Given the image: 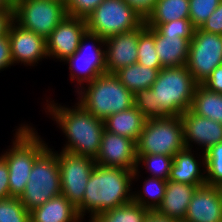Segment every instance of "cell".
<instances>
[{
    "instance_id": "cell-1",
    "label": "cell",
    "mask_w": 222,
    "mask_h": 222,
    "mask_svg": "<svg viewBox=\"0 0 222 222\" xmlns=\"http://www.w3.org/2000/svg\"><path fill=\"white\" fill-rule=\"evenodd\" d=\"M197 86L186 65L162 68L151 88L134 94V106L146 119L181 116L191 109Z\"/></svg>"
},
{
    "instance_id": "cell-2",
    "label": "cell",
    "mask_w": 222,
    "mask_h": 222,
    "mask_svg": "<svg viewBox=\"0 0 222 222\" xmlns=\"http://www.w3.org/2000/svg\"><path fill=\"white\" fill-rule=\"evenodd\" d=\"M133 170L95 165L77 211L82 219L125 205L132 201Z\"/></svg>"
},
{
    "instance_id": "cell-3",
    "label": "cell",
    "mask_w": 222,
    "mask_h": 222,
    "mask_svg": "<svg viewBox=\"0 0 222 222\" xmlns=\"http://www.w3.org/2000/svg\"><path fill=\"white\" fill-rule=\"evenodd\" d=\"M47 101L44 109L52 116L66 136L67 143L61 151L96 158L104 131V121L89 113L78 102L72 108ZM50 103V104H49ZM74 107V108H73Z\"/></svg>"
},
{
    "instance_id": "cell-4",
    "label": "cell",
    "mask_w": 222,
    "mask_h": 222,
    "mask_svg": "<svg viewBox=\"0 0 222 222\" xmlns=\"http://www.w3.org/2000/svg\"><path fill=\"white\" fill-rule=\"evenodd\" d=\"M75 91L78 103L95 117L105 120L134 106V94L114 75L105 73Z\"/></svg>"
},
{
    "instance_id": "cell-5",
    "label": "cell",
    "mask_w": 222,
    "mask_h": 222,
    "mask_svg": "<svg viewBox=\"0 0 222 222\" xmlns=\"http://www.w3.org/2000/svg\"><path fill=\"white\" fill-rule=\"evenodd\" d=\"M11 148L1 156L9 169V189L11 197L19 198L25 190L35 160L48 148L35 128L21 124L16 129Z\"/></svg>"
},
{
    "instance_id": "cell-6",
    "label": "cell",
    "mask_w": 222,
    "mask_h": 222,
    "mask_svg": "<svg viewBox=\"0 0 222 222\" xmlns=\"http://www.w3.org/2000/svg\"><path fill=\"white\" fill-rule=\"evenodd\" d=\"M52 150L48 147L35 160L25 190L19 197L29 212L61 194L58 156Z\"/></svg>"
},
{
    "instance_id": "cell-7",
    "label": "cell",
    "mask_w": 222,
    "mask_h": 222,
    "mask_svg": "<svg viewBox=\"0 0 222 222\" xmlns=\"http://www.w3.org/2000/svg\"><path fill=\"white\" fill-rule=\"evenodd\" d=\"M136 147L137 155L174 156L185 148L181 116L147 119Z\"/></svg>"
},
{
    "instance_id": "cell-8",
    "label": "cell",
    "mask_w": 222,
    "mask_h": 222,
    "mask_svg": "<svg viewBox=\"0 0 222 222\" xmlns=\"http://www.w3.org/2000/svg\"><path fill=\"white\" fill-rule=\"evenodd\" d=\"M145 18L125 0H103L86 18L87 31L104 40L139 28Z\"/></svg>"
},
{
    "instance_id": "cell-9",
    "label": "cell",
    "mask_w": 222,
    "mask_h": 222,
    "mask_svg": "<svg viewBox=\"0 0 222 222\" xmlns=\"http://www.w3.org/2000/svg\"><path fill=\"white\" fill-rule=\"evenodd\" d=\"M13 7L14 21L45 39L67 16L65 3L57 0H19Z\"/></svg>"
},
{
    "instance_id": "cell-10",
    "label": "cell",
    "mask_w": 222,
    "mask_h": 222,
    "mask_svg": "<svg viewBox=\"0 0 222 222\" xmlns=\"http://www.w3.org/2000/svg\"><path fill=\"white\" fill-rule=\"evenodd\" d=\"M88 41H91L92 44H89ZM104 46L103 38L86 31L81 37L78 50L63 61L69 65L71 82L76 80L79 85L76 86V90L80 89L84 83L91 82L106 73Z\"/></svg>"
},
{
    "instance_id": "cell-11",
    "label": "cell",
    "mask_w": 222,
    "mask_h": 222,
    "mask_svg": "<svg viewBox=\"0 0 222 222\" xmlns=\"http://www.w3.org/2000/svg\"><path fill=\"white\" fill-rule=\"evenodd\" d=\"M219 65H222V35L195 28L186 62L188 71L202 84Z\"/></svg>"
},
{
    "instance_id": "cell-12",
    "label": "cell",
    "mask_w": 222,
    "mask_h": 222,
    "mask_svg": "<svg viewBox=\"0 0 222 222\" xmlns=\"http://www.w3.org/2000/svg\"><path fill=\"white\" fill-rule=\"evenodd\" d=\"M58 165L61 182V194L76 208L82 203L86 185L96 165L95 159L72 154L66 151L58 153Z\"/></svg>"
},
{
    "instance_id": "cell-13",
    "label": "cell",
    "mask_w": 222,
    "mask_h": 222,
    "mask_svg": "<svg viewBox=\"0 0 222 222\" xmlns=\"http://www.w3.org/2000/svg\"><path fill=\"white\" fill-rule=\"evenodd\" d=\"M87 31L86 19L66 16L46 39L47 55L65 61L79 47L81 37Z\"/></svg>"
},
{
    "instance_id": "cell-14",
    "label": "cell",
    "mask_w": 222,
    "mask_h": 222,
    "mask_svg": "<svg viewBox=\"0 0 222 222\" xmlns=\"http://www.w3.org/2000/svg\"><path fill=\"white\" fill-rule=\"evenodd\" d=\"M95 162L100 166L134 171L137 167L136 142L104 129Z\"/></svg>"
},
{
    "instance_id": "cell-15",
    "label": "cell",
    "mask_w": 222,
    "mask_h": 222,
    "mask_svg": "<svg viewBox=\"0 0 222 222\" xmlns=\"http://www.w3.org/2000/svg\"><path fill=\"white\" fill-rule=\"evenodd\" d=\"M13 64L35 66L48 58L46 39L33 31L26 30L13 21L8 29ZM34 64V65H33Z\"/></svg>"
},
{
    "instance_id": "cell-16",
    "label": "cell",
    "mask_w": 222,
    "mask_h": 222,
    "mask_svg": "<svg viewBox=\"0 0 222 222\" xmlns=\"http://www.w3.org/2000/svg\"><path fill=\"white\" fill-rule=\"evenodd\" d=\"M138 41L139 28L105 39L106 73L114 74L123 67L137 63Z\"/></svg>"
},
{
    "instance_id": "cell-17",
    "label": "cell",
    "mask_w": 222,
    "mask_h": 222,
    "mask_svg": "<svg viewBox=\"0 0 222 222\" xmlns=\"http://www.w3.org/2000/svg\"><path fill=\"white\" fill-rule=\"evenodd\" d=\"M185 147L196 143L205 152L209 147L222 142V124L207 117L198 116L190 109L181 115Z\"/></svg>"
},
{
    "instance_id": "cell-18",
    "label": "cell",
    "mask_w": 222,
    "mask_h": 222,
    "mask_svg": "<svg viewBox=\"0 0 222 222\" xmlns=\"http://www.w3.org/2000/svg\"><path fill=\"white\" fill-rule=\"evenodd\" d=\"M183 222H222V202L216 186L198 187Z\"/></svg>"
},
{
    "instance_id": "cell-19",
    "label": "cell",
    "mask_w": 222,
    "mask_h": 222,
    "mask_svg": "<svg viewBox=\"0 0 222 222\" xmlns=\"http://www.w3.org/2000/svg\"><path fill=\"white\" fill-rule=\"evenodd\" d=\"M200 186L203 185H191L168 180L163 201L155 212L160 216L183 222L189 203Z\"/></svg>"
},
{
    "instance_id": "cell-20",
    "label": "cell",
    "mask_w": 222,
    "mask_h": 222,
    "mask_svg": "<svg viewBox=\"0 0 222 222\" xmlns=\"http://www.w3.org/2000/svg\"><path fill=\"white\" fill-rule=\"evenodd\" d=\"M199 156L200 159H198ZM196 157L197 155L194 156L192 149L188 147L177 152L173 156V163L168 180L191 185H206L204 152H202V155H198L197 159ZM201 166L203 167L202 170L200 169Z\"/></svg>"
},
{
    "instance_id": "cell-21",
    "label": "cell",
    "mask_w": 222,
    "mask_h": 222,
    "mask_svg": "<svg viewBox=\"0 0 222 222\" xmlns=\"http://www.w3.org/2000/svg\"><path fill=\"white\" fill-rule=\"evenodd\" d=\"M155 49L163 68L186 65L191 40L180 36L162 35L156 28Z\"/></svg>"
},
{
    "instance_id": "cell-22",
    "label": "cell",
    "mask_w": 222,
    "mask_h": 222,
    "mask_svg": "<svg viewBox=\"0 0 222 222\" xmlns=\"http://www.w3.org/2000/svg\"><path fill=\"white\" fill-rule=\"evenodd\" d=\"M77 208L62 194L30 212V222H82Z\"/></svg>"
},
{
    "instance_id": "cell-23",
    "label": "cell",
    "mask_w": 222,
    "mask_h": 222,
    "mask_svg": "<svg viewBox=\"0 0 222 222\" xmlns=\"http://www.w3.org/2000/svg\"><path fill=\"white\" fill-rule=\"evenodd\" d=\"M146 120L144 115L133 106L128 110L107 117L104 120V129L137 142Z\"/></svg>"
},
{
    "instance_id": "cell-24",
    "label": "cell",
    "mask_w": 222,
    "mask_h": 222,
    "mask_svg": "<svg viewBox=\"0 0 222 222\" xmlns=\"http://www.w3.org/2000/svg\"><path fill=\"white\" fill-rule=\"evenodd\" d=\"M160 70L134 63L119 69L114 75L130 92L135 94L139 90L151 88Z\"/></svg>"
},
{
    "instance_id": "cell-25",
    "label": "cell",
    "mask_w": 222,
    "mask_h": 222,
    "mask_svg": "<svg viewBox=\"0 0 222 222\" xmlns=\"http://www.w3.org/2000/svg\"><path fill=\"white\" fill-rule=\"evenodd\" d=\"M190 110L198 116L207 117L222 124V94L212 92L198 84Z\"/></svg>"
},
{
    "instance_id": "cell-26",
    "label": "cell",
    "mask_w": 222,
    "mask_h": 222,
    "mask_svg": "<svg viewBox=\"0 0 222 222\" xmlns=\"http://www.w3.org/2000/svg\"><path fill=\"white\" fill-rule=\"evenodd\" d=\"M189 18V0H157L145 24H163Z\"/></svg>"
},
{
    "instance_id": "cell-27",
    "label": "cell",
    "mask_w": 222,
    "mask_h": 222,
    "mask_svg": "<svg viewBox=\"0 0 222 222\" xmlns=\"http://www.w3.org/2000/svg\"><path fill=\"white\" fill-rule=\"evenodd\" d=\"M150 213V210L131 201L95 215L89 219V222H144Z\"/></svg>"
},
{
    "instance_id": "cell-28",
    "label": "cell",
    "mask_w": 222,
    "mask_h": 222,
    "mask_svg": "<svg viewBox=\"0 0 222 222\" xmlns=\"http://www.w3.org/2000/svg\"><path fill=\"white\" fill-rule=\"evenodd\" d=\"M166 185V180L147 177L143 183V190L141 189L142 192L138 191L136 193V191H133L132 201L151 212H155L163 201Z\"/></svg>"
},
{
    "instance_id": "cell-29",
    "label": "cell",
    "mask_w": 222,
    "mask_h": 222,
    "mask_svg": "<svg viewBox=\"0 0 222 222\" xmlns=\"http://www.w3.org/2000/svg\"><path fill=\"white\" fill-rule=\"evenodd\" d=\"M137 63L152 69H162L160 59L155 49V31L147 27L145 22L139 27Z\"/></svg>"
},
{
    "instance_id": "cell-30",
    "label": "cell",
    "mask_w": 222,
    "mask_h": 222,
    "mask_svg": "<svg viewBox=\"0 0 222 222\" xmlns=\"http://www.w3.org/2000/svg\"><path fill=\"white\" fill-rule=\"evenodd\" d=\"M140 163H142V166L144 165L146 167L145 169H147V172H150L151 175H149V177L151 176L168 181L173 163V156L162 154L137 155V167L133 171V180L136 179V181L140 176Z\"/></svg>"
},
{
    "instance_id": "cell-31",
    "label": "cell",
    "mask_w": 222,
    "mask_h": 222,
    "mask_svg": "<svg viewBox=\"0 0 222 222\" xmlns=\"http://www.w3.org/2000/svg\"><path fill=\"white\" fill-rule=\"evenodd\" d=\"M206 185H222V142L209 147L205 152Z\"/></svg>"
},
{
    "instance_id": "cell-32",
    "label": "cell",
    "mask_w": 222,
    "mask_h": 222,
    "mask_svg": "<svg viewBox=\"0 0 222 222\" xmlns=\"http://www.w3.org/2000/svg\"><path fill=\"white\" fill-rule=\"evenodd\" d=\"M0 222H30V212L19 198L0 199Z\"/></svg>"
},
{
    "instance_id": "cell-33",
    "label": "cell",
    "mask_w": 222,
    "mask_h": 222,
    "mask_svg": "<svg viewBox=\"0 0 222 222\" xmlns=\"http://www.w3.org/2000/svg\"><path fill=\"white\" fill-rule=\"evenodd\" d=\"M222 0H189V19L195 28L208 19Z\"/></svg>"
},
{
    "instance_id": "cell-34",
    "label": "cell",
    "mask_w": 222,
    "mask_h": 222,
    "mask_svg": "<svg viewBox=\"0 0 222 222\" xmlns=\"http://www.w3.org/2000/svg\"><path fill=\"white\" fill-rule=\"evenodd\" d=\"M146 26L156 28L162 35L180 36L186 40H191L195 32V27L189 18L178 19L163 24H146Z\"/></svg>"
},
{
    "instance_id": "cell-35",
    "label": "cell",
    "mask_w": 222,
    "mask_h": 222,
    "mask_svg": "<svg viewBox=\"0 0 222 222\" xmlns=\"http://www.w3.org/2000/svg\"><path fill=\"white\" fill-rule=\"evenodd\" d=\"M103 0H67L68 16L86 19Z\"/></svg>"
},
{
    "instance_id": "cell-36",
    "label": "cell",
    "mask_w": 222,
    "mask_h": 222,
    "mask_svg": "<svg viewBox=\"0 0 222 222\" xmlns=\"http://www.w3.org/2000/svg\"><path fill=\"white\" fill-rule=\"evenodd\" d=\"M200 29L205 32L222 35V1L201 25Z\"/></svg>"
},
{
    "instance_id": "cell-37",
    "label": "cell",
    "mask_w": 222,
    "mask_h": 222,
    "mask_svg": "<svg viewBox=\"0 0 222 222\" xmlns=\"http://www.w3.org/2000/svg\"><path fill=\"white\" fill-rule=\"evenodd\" d=\"M201 85L212 92L222 94V65L217 66Z\"/></svg>"
},
{
    "instance_id": "cell-38",
    "label": "cell",
    "mask_w": 222,
    "mask_h": 222,
    "mask_svg": "<svg viewBox=\"0 0 222 222\" xmlns=\"http://www.w3.org/2000/svg\"><path fill=\"white\" fill-rule=\"evenodd\" d=\"M13 65L8 35L0 37V71Z\"/></svg>"
},
{
    "instance_id": "cell-39",
    "label": "cell",
    "mask_w": 222,
    "mask_h": 222,
    "mask_svg": "<svg viewBox=\"0 0 222 222\" xmlns=\"http://www.w3.org/2000/svg\"><path fill=\"white\" fill-rule=\"evenodd\" d=\"M9 169L5 159L0 156V199L9 198Z\"/></svg>"
},
{
    "instance_id": "cell-40",
    "label": "cell",
    "mask_w": 222,
    "mask_h": 222,
    "mask_svg": "<svg viewBox=\"0 0 222 222\" xmlns=\"http://www.w3.org/2000/svg\"><path fill=\"white\" fill-rule=\"evenodd\" d=\"M144 18L152 11L157 0H125Z\"/></svg>"
},
{
    "instance_id": "cell-41",
    "label": "cell",
    "mask_w": 222,
    "mask_h": 222,
    "mask_svg": "<svg viewBox=\"0 0 222 222\" xmlns=\"http://www.w3.org/2000/svg\"><path fill=\"white\" fill-rule=\"evenodd\" d=\"M14 21V9L0 10V37L8 34V29Z\"/></svg>"
},
{
    "instance_id": "cell-42",
    "label": "cell",
    "mask_w": 222,
    "mask_h": 222,
    "mask_svg": "<svg viewBox=\"0 0 222 222\" xmlns=\"http://www.w3.org/2000/svg\"><path fill=\"white\" fill-rule=\"evenodd\" d=\"M144 222H180V221L160 216L156 212H151Z\"/></svg>"
},
{
    "instance_id": "cell-43",
    "label": "cell",
    "mask_w": 222,
    "mask_h": 222,
    "mask_svg": "<svg viewBox=\"0 0 222 222\" xmlns=\"http://www.w3.org/2000/svg\"><path fill=\"white\" fill-rule=\"evenodd\" d=\"M1 9H14V7L8 0H0V10Z\"/></svg>"
},
{
    "instance_id": "cell-44",
    "label": "cell",
    "mask_w": 222,
    "mask_h": 222,
    "mask_svg": "<svg viewBox=\"0 0 222 222\" xmlns=\"http://www.w3.org/2000/svg\"><path fill=\"white\" fill-rule=\"evenodd\" d=\"M218 190H219V194H220V198H221V202H222V185L217 186Z\"/></svg>"
},
{
    "instance_id": "cell-45",
    "label": "cell",
    "mask_w": 222,
    "mask_h": 222,
    "mask_svg": "<svg viewBox=\"0 0 222 222\" xmlns=\"http://www.w3.org/2000/svg\"><path fill=\"white\" fill-rule=\"evenodd\" d=\"M13 6L19 1V0H8Z\"/></svg>"
},
{
    "instance_id": "cell-46",
    "label": "cell",
    "mask_w": 222,
    "mask_h": 222,
    "mask_svg": "<svg viewBox=\"0 0 222 222\" xmlns=\"http://www.w3.org/2000/svg\"><path fill=\"white\" fill-rule=\"evenodd\" d=\"M57 1H61V2H63V3H66L67 0H57Z\"/></svg>"
}]
</instances>
